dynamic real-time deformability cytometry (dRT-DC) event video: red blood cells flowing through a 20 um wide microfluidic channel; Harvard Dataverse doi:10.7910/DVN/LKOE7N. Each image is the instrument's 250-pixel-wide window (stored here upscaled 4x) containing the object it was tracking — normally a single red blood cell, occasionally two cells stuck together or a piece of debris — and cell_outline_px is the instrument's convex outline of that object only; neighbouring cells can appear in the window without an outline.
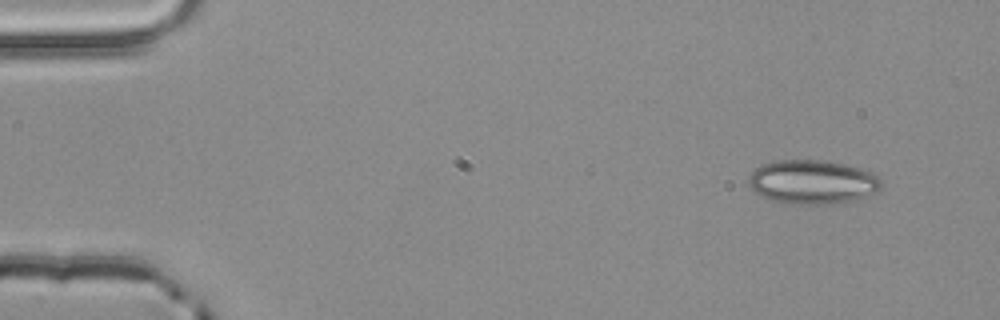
{"species": "common noctule bat (a hibernating species)", "species_latin": "Nyctalus noctula", "temperature_condition": "room temperature", "stored_images_in_passage": 4, "camera_frame_rate_fps": 3000, "um_per_image_px": 0.085, "animal": {"sex": "male", "body_mass_g": 20.4}, "frame": {"image": 1, "passage_image": 1, "time_ms": 0.0, "image_size_px": [1000, 320], "cell_outline_px": [[880, 188], [872, 192], [852, 200], [828, 204], [784, 204], [772, 200], [756, 192], [748, 184], [748, 176], [760, 164], [772, 160], [824, 160], [844, 164], [872, 172], [880, 180]], "centroid_in_image_um": [68.98, 15.45], "position_along_channel_um": 16.0, "area_um2": 33.76}}